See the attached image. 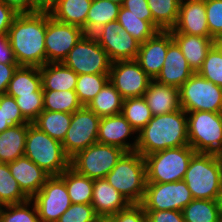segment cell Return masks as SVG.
<instances>
[{
  "label": "cell",
  "instance_id": "cell-12",
  "mask_svg": "<svg viewBox=\"0 0 222 222\" xmlns=\"http://www.w3.org/2000/svg\"><path fill=\"white\" fill-rule=\"evenodd\" d=\"M100 119L101 117L86 106L72 113L70 127L62 142L64 152L70 159L97 143Z\"/></svg>",
  "mask_w": 222,
  "mask_h": 222
},
{
  "label": "cell",
  "instance_id": "cell-2",
  "mask_svg": "<svg viewBox=\"0 0 222 222\" xmlns=\"http://www.w3.org/2000/svg\"><path fill=\"white\" fill-rule=\"evenodd\" d=\"M189 145L187 113L181 108L153 116L138 132L136 150L143 157L168 148Z\"/></svg>",
  "mask_w": 222,
  "mask_h": 222
},
{
  "label": "cell",
  "instance_id": "cell-34",
  "mask_svg": "<svg viewBox=\"0 0 222 222\" xmlns=\"http://www.w3.org/2000/svg\"><path fill=\"white\" fill-rule=\"evenodd\" d=\"M131 14L130 10L120 7L117 21L140 44L152 38L159 30L150 22Z\"/></svg>",
  "mask_w": 222,
  "mask_h": 222
},
{
  "label": "cell",
  "instance_id": "cell-16",
  "mask_svg": "<svg viewBox=\"0 0 222 222\" xmlns=\"http://www.w3.org/2000/svg\"><path fill=\"white\" fill-rule=\"evenodd\" d=\"M109 81L126 99L143 97L152 79L134 59L112 62Z\"/></svg>",
  "mask_w": 222,
  "mask_h": 222
},
{
  "label": "cell",
  "instance_id": "cell-57",
  "mask_svg": "<svg viewBox=\"0 0 222 222\" xmlns=\"http://www.w3.org/2000/svg\"><path fill=\"white\" fill-rule=\"evenodd\" d=\"M218 158L220 160L221 167H222V151L218 154Z\"/></svg>",
  "mask_w": 222,
  "mask_h": 222
},
{
  "label": "cell",
  "instance_id": "cell-58",
  "mask_svg": "<svg viewBox=\"0 0 222 222\" xmlns=\"http://www.w3.org/2000/svg\"><path fill=\"white\" fill-rule=\"evenodd\" d=\"M218 222H222V213H220V215H219V220H218Z\"/></svg>",
  "mask_w": 222,
  "mask_h": 222
},
{
  "label": "cell",
  "instance_id": "cell-20",
  "mask_svg": "<svg viewBox=\"0 0 222 222\" xmlns=\"http://www.w3.org/2000/svg\"><path fill=\"white\" fill-rule=\"evenodd\" d=\"M193 74L194 72L188 65L180 47L173 40L168 45L163 67L154 80L179 89Z\"/></svg>",
  "mask_w": 222,
  "mask_h": 222
},
{
  "label": "cell",
  "instance_id": "cell-43",
  "mask_svg": "<svg viewBox=\"0 0 222 222\" xmlns=\"http://www.w3.org/2000/svg\"><path fill=\"white\" fill-rule=\"evenodd\" d=\"M100 220L91 204H72L57 222H99Z\"/></svg>",
  "mask_w": 222,
  "mask_h": 222
},
{
  "label": "cell",
  "instance_id": "cell-1",
  "mask_svg": "<svg viewBox=\"0 0 222 222\" xmlns=\"http://www.w3.org/2000/svg\"><path fill=\"white\" fill-rule=\"evenodd\" d=\"M46 13L17 14L8 35L19 66L46 64Z\"/></svg>",
  "mask_w": 222,
  "mask_h": 222
},
{
  "label": "cell",
  "instance_id": "cell-50",
  "mask_svg": "<svg viewBox=\"0 0 222 222\" xmlns=\"http://www.w3.org/2000/svg\"><path fill=\"white\" fill-rule=\"evenodd\" d=\"M16 15L17 13H15L2 0H0V35L8 33L12 21Z\"/></svg>",
  "mask_w": 222,
  "mask_h": 222
},
{
  "label": "cell",
  "instance_id": "cell-52",
  "mask_svg": "<svg viewBox=\"0 0 222 222\" xmlns=\"http://www.w3.org/2000/svg\"><path fill=\"white\" fill-rule=\"evenodd\" d=\"M17 14L33 13V0H2Z\"/></svg>",
  "mask_w": 222,
  "mask_h": 222
},
{
  "label": "cell",
  "instance_id": "cell-33",
  "mask_svg": "<svg viewBox=\"0 0 222 222\" xmlns=\"http://www.w3.org/2000/svg\"><path fill=\"white\" fill-rule=\"evenodd\" d=\"M181 0H147L154 26L159 31H169L175 27L179 17Z\"/></svg>",
  "mask_w": 222,
  "mask_h": 222
},
{
  "label": "cell",
  "instance_id": "cell-54",
  "mask_svg": "<svg viewBox=\"0 0 222 222\" xmlns=\"http://www.w3.org/2000/svg\"><path fill=\"white\" fill-rule=\"evenodd\" d=\"M12 125L6 119L5 94L0 95V133L10 128Z\"/></svg>",
  "mask_w": 222,
  "mask_h": 222
},
{
  "label": "cell",
  "instance_id": "cell-48",
  "mask_svg": "<svg viewBox=\"0 0 222 222\" xmlns=\"http://www.w3.org/2000/svg\"><path fill=\"white\" fill-rule=\"evenodd\" d=\"M147 222H185L182 211H145Z\"/></svg>",
  "mask_w": 222,
  "mask_h": 222
},
{
  "label": "cell",
  "instance_id": "cell-40",
  "mask_svg": "<svg viewBox=\"0 0 222 222\" xmlns=\"http://www.w3.org/2000/svg\"><path fill=\"white\" fill-rule=\"evenodd\" d=\"M0 222H41L32 201L0 206Z\"/></svg>",
  "mask_w": 222,
  "mask_h": 222
},
{
  "label": "cell",
  "instance_id": "cell-35",
  "mask_svg": "<svg viewBox=\"0 0 222 222\" xmlns=\"http://www.w3.org/2000/svg\"><path fill=\"white\" fill-rule=\"evenodd\" d=\"M43 107L48 111L74 113L83 105L78 100L75 90H43Z\"/></svg>",
  "mask_w": 222,
  "mask_h": 222
},
{
  "label": "cell",
  "instance_id": "cell-14",
  "mask_svg": "<svg viewBox=\"0 0 222 222\" xmlns=\"http://www.w3.org/2000/svg\"><path fill=\"white\" fill-rule=\"evenodd\" d=\"M31 199L41 222H57L72 205L65 181L60 176H50L40 191Z\"/></svg>",
  "mask_w": 222,
  "mask_h": 222
},
{
  "label": "cell",
  "instance_id": "cell-15",
  "mask_svg": "<svg viewBox=\"0 0 222 222\" xmlns=\"http://www.w3.org/2000/svg\"><path fill=\"white\" fill-rule=\"evenodd\" d=\"M92 35L112 62L136 59L140 43L123 29L117 20L103 25Z\"/></svg>",
  "mask_w": 222,
  "mask_h": 222
},
{
  "label": "cell",
  "instance_id": "cell-59",
  "mask_svg": "<svg viewBox=\"0 0 222 222\" xmlns=\"http://www.w3.org/2000/svg\"><path fill=\"white\" fill-rule=\"evenodd\" d=\"M99 222H108V220H102V219H101Z\"/></svg>",
  "mask_w": 222,
  "mask_h": 222
},
{
  "label": "cell",
  "instance_id": "cell-26",
  "mask_svg": "<svg viewBox=\"0 0 222 222\" xmlns=\"http://www.w3.org/2000/svg\"><path fill=\"white\" fill-rule=\"evenodd\" d=\"M30 123L11 126L0 133V163H9L24 156Z\"/></svg>",
  "mask_w": 222,
  "mask_h": 222
},
{
  "label": "cell",
  "instance_id": "cell-23",
  "mask_svg": "<svg viewBox=\"0 0 222 222\" xmlns=\"http://www.w3.org/2000/svg\"><path fill=\"white\" fill-rule=\"evenodd\" d=\"M143 97L153 116L181 109L179 89L174 86H167L152 80Z\"/></svg>",
  "mask_w": 222,
  "mask_h": 222
},
{
  "label": "cell",
  "instance_id": "cell-31",
  "mask_svg": "<svg viewBox=\"0 0 222 222\" xmlns=\"http://www.w3.org/2000/svg\"><path fill=\"white\" fill-rule=\"evenodd\" d=\"M121 5L109 0H93L86 18V25L82 28L85 34L92 35L103 25L117 20Z\"/></svg>",
  "mask_w": 222,
  "mask_h": 222
},
{
  "label": "cell",
  "instance_id": "cell-42",
  "mask_svg": "<svg viewBox=\"0 0 222 222\" xmlns=\"http://www.w3.org/2000/svg\"><path fill=\"white\" fill-rule=\"evenodd\" d=\"M14 98L21 113L29 123H33L44 110L43 92H33V95H20Z\"/></svg>",
  "mask_w": 222,
  "mask_h": 222
},
{
  "label": "cell",
  "instance_id": "cell-45",
  "mask_svg": "<svg viewBox=\"0 0 222 222\" xmlns=\"http://www.w3.org/2000/svg\"><path fill=\"white\" fill-rule=\"evenodd\" d=\"M107 220L108 222H147L146 213L141 204H130Z\"/></svg>",
  "mask_w": 222,
  "mask_h": 222
},
{
  "label": "cell",
  "instance_id": "cell-18",
  "mask_svg": "<svg viewBox=\"0 0 222 222\" xmlns=\"http://www.w3.org/2000/svg\"><path fill=\"white\" fill-rule=\"evenodd\" d=\"M173 41L170 31H158L152 38L140 44L136 61L154 80L163 67L168 45Z\"/></svg>",
  "mask_w": 222,
  "mask_h": 222
},
{
  "label": "cell",
  "instance_id": "cell-51",
  "mask_svg": "<svg viewBox=\"0 0 222 222\" xmlns=\"http://www.w3.org/2000/svg\"><path fill=\"white\" fill-rule=\"evenodd\" d=\"M18 67V64L0 63V95L6 94L9 82Z\"/></svg>",
  "mask_w": 222,
  "mask_h": 222
},
{
  "label": "cell",
  "instance_id": "cell-39",
  "mask_svg": "<svg viewBox=\"0 0 222 222\" xmlns=\"http://www.w3.org/2000/svg\"><path fill=\"white\" fill-rule=\"evenodd\" d=\"M108 81L109 74L78 75L75 92L80 103L87 106Z\"/></svg>",
  "mask_w": 222,
  "mask_h": 222
},
{
  "label": "cell",
  "instance_id": "cell-41",
  "mask_svg": "<svg viewBox=\"0 0 222 222\" xmlns=\"http://www.w3.org/2000/svg\"><path fill=\"white\" fill-rule=\"evenodd\" d=\"M198 73L208 81L222 87V44L220 42H216L211 47Z\"/></svg>",
  "mask_w": 222,
  "mask_h": 222
},
{
  "label": "cell",
  "instance_id": "cell-25",
  "mask_svg": "<svg viewBox=\"0 0 222 222\" xmlns=\"http://www.w3.org/2000/svg\"><path fill=\"white\" fill-rule=\"evenodd\" d=\"M42 90H75L78 74L62 62L46 63L40 67Z\"/></svg>",
  "mask_w": 222,
  "mask_h": 222
},
{
  "label": "cell",
  "instance_id": "cell-6",
  "mask_svg": "<svg viewBox=\"0 0 222 222\" xmlns=\"http://www.w3.org/2000/svg\"><path fill=\"white\" fill-rule=\"evenodd\" d=\"M195 154L191 146L185 145L144 156L147 183H170L183 180L191 158Z\"/></svg>",
  "mask_w": 222,
  "mask_h": 222
},
{
  "label": "cell",
  "instance_id": "cell-11",
  "mask_svg": "<svg viewBox=\"0 0 222 222\" xmlns=\"http://www.w3.org/2000/svg\"><path fill=\"white\" fill-rule=\"evenodd\" d=\"M193 197L184 180L170 183H147L140 203L144 211H182Z\"/></svg>",
  "mask_w": 222,
  "mask_h": 222
},
{
  "label": "cell",
  "instance_id": "cell-56",
  "mask_svg": "<svg viewBox=\"0 0 222 222\" xmlns=\"http://www.w3.org/2000/svg\"><path fill=\"white\" fill-rule=\"evenodd\" d=\"M109 1H111L115 4H118V5H121V6L123 5V2H124V0H109Z\"/></svg>",
  "mask_w": 222,
  "mask_h": 222
},
{
  "label": "cell",
  "instance_id": "cell-29",
  "mask_svg": "<svg viewBox=\"0 0 222 222\" xmlns=\"http://www.w3.org/2000/svg\"><path fill=\"white\" fill-rule=\"evenodd\" d=\"M123 101L124 98L108 81L86 107L99 117L112 116L122 112Z\"/></svg>",
  "mask_w": 222,
  "mask_h": 222
},
{
  "label": "cell",
  "instance_id": "cell-10",
  "mask_svg": "<svg viewBox=\"0 0 222 222\" xmlns=\"http://www.w3.org/2000/svg\"><path fill=\"white\" fill-rule=\"evenodd\" d=\"M76 74H109L112 61L93 35L85 34L62 62Z\"/></svg>",
  "mask_w": 222,
  "mask_h": 222
},
{
  "label": "cell",
  "instance_id": "cell-19",
  "mask_svg": "<svg viewBox=\"0 0 222 222\" xmlns=\"http://www.w3.org/2000/svg\"><path fill=\"white\" fill-rule=\"evenodd\" d=\"M169 31L171 33L212 37L207 25L205 0H181L177 24Z\"/></svg>",
  "mask_w": 222,
  "mask_h": 222
},
{
  "label": "cell",
  "instance_id": "cell-21",
  "mask_svg": "<svg viewBox=\"0 0 222 222\" xmlns=\"http://www.w3.org/2000/svg\"><path fill=\"white\" fill-rule=\"evenodd\" d=\"M91 205L102 220H107L120 210L127 208L130 203L108 183L106 178H101L93 180Z\"/></svg>",
  "mask_w": 222,
  "mask_h": 222
},
{
  "label": "cell",
  "instance_id": "cell-46",
  "mask_svg": "<svg viewBox=\"0 0 222 222\" xmlns=\"http://www.w3.org/2000/svg\"><path fill=\"white\" fill-rule=\"evenodd\" d=\"M122 7L130 10L131 14L140 16V19L150 21L154 25V20L147 0H124Z\"/></svg>",
  "mask_w": 222,
  "mask_h": 222
},
{
  "label": "cell",
  "instance_id": "cell-24",
  "mask_svg": "<svg viewBox=\"0 0 222 222\" xmlns=\"http://www.w3.org/2000/svg\"><path fill=\"white\" fill-rule=\"evenodd\" d=\"M173 40L180 47L188 65L197 73L203 65L204 59L217 42L213 37H201L183 33H171Z\"/></svg>",
  "mask_w": 222,
  "mask_h": 222
},
{
  "label": "cell",
  "instance_id": "cell-13",
  "mask_svg": "<svg viewBox=\"0 0 222 222\" xmlns=\"http://www.w3.org/2000/svg\"><path fill=\"white\" fill-rule=\"evenodd\" d=\"M84 35L81 27L59 22L51 17L50 13H46V63L63 62Z\"/></svg>",
  "mask_w": 222,
  "mask_h": 222
},
{
  "label": "cell",
  "instance_id": "cell-8",
  "mask_svg": "<svg viewBox=\"0 0 222 222\" xmlns=\"http://www.w3.org/2000/svg\"><path fill=\"white\" fill-rule=\"evenodd\" d=\"M180 106L186 112H222V87L194 73L180 88Z\"/></svg>",
  "mask_w": 222,
  "mask_h": 222
},
{
  "label": "cell",
  "instance_id": "cell-22",
  "mask_svg": "<svg viewBox=\"0 0 222 222\" xmlns=\"http://www.w3.org/2000/svg\"><path fill=\"white\" fill-rule=\"evenodd\" d=\"M10 172L18 182L21 190L31 199L50 177L28 157L22 156L8 163Z\"/></svg>",
  "mask_w": 222,
  "mask_h": 222
},
{
  "label": "cell",
  "instance_id": "cell-9",
  "mask_svg": "<svg viewBox=\"0 0 222 222\" xmlns=\"http://www.w3.org/2000/svg\"><path fill=\"white\" fill-rule=\"evenodd\" d=\"M125 153L119 147L94 143L70 159V167L90 179L105 178Z\"/></svg>",
  "mask_w": 222,
  "mask_h": 222
},
{
  "label": "cell",
  "instance_id": "cell-36",
  "mask_svg": "<svg viewBox=\"0 0 222 222\" xmlns=\"http://www.w3.org/2000/svg\"><path fill=\"white\" fill-rule=\"evenodd\" d=\"M185 222H218L217 200L193 199L183 210Z\"/></svg>",
  "mask_w": 222,
  "mask_h": 222
},
{
  "label": "cell",
  "instance_id": "cell-5",
  "mask_svg": "<svg viewBox=\"0 0 222 222\" xmlns=\"http://www.w3.org/2000/svg\"><path fill=\"white\" fill-rule=\"evenodd\" d=\"M24 156L50 176H59L70 167V158L65 154L62 143L33 123L28 126Z\"/></svg>",
  "mask_w": 222,
  "mask_h": 222
},
{
  "label": "cell",
  "instance_id": "cell-38",
  "mask_svg": "<svg viewBox=\"0 0 222 222\" xmlns=\"http://www.w3.org/2000/svg\"><path fill=\"white\" fill-rule=\"evenodd\" d=\"M28 199L12 176L8 163H0V206L22 203Z\"/></svg>",
  "mask_w": 222,
  "mask_h": 222
},
{
  "label": "cell",
  "instance_id": "cell-53",
  "mask_svg": "<svg viewBox=\"0 0 222 222\" xmlns=\"http://www.w3.org/2000/svg\"><path fill=\"white\" fill-rule=\"evenodd\" d=\"M59 0H33V13H50Z\"/></svg>",
  "mask_w": 222,
  "mask_h": 222
},
{
  "label": "cell",
  "instance_id": "cell-55",
  "mask_svg": "<svg viewBox=\"0 0 222 222\" xmlns=\"http://www.w3.org/2000/svg\"><path fill=\"white\" fill-rule=\"evenodd\" d=\"M217 204H218V208H219L220 213H222V189H221L220 193L218 194Z\"/></svg>",
  "mask_w": 222,
  "mask_h": 222
},
{
  "label": "cell",
  "instance_id": "cell-3",
  "mask_svg": "<svg viewBox=\"0 0 222 222\" xmlns=\"http://www.w3.org/2000/svg\"><path fill=\"white\" fill-rule=\"evenodd\" d=\"M105 178L130 204H140L147 184L144 157L137 151L125 152Z\"/></svg>",
  "mask_w": 222,
  "mask_h": 222
},
{
  "label": "cell",
  "instance_id": "cell-4",
  "mask_svg": "<svg viewBox=\"0 0 222 222\" xmlns=\"http://www.w3.org/2000/svg\"><path fill=\"white\" fill-rule=\"evenodd\" d=\"M183 180L193 199L217 200L222 189V167L218 155L196 153Z\"/></svg>",
  "mask_w": 222,
  "mask_h": 222
},
{
  "label": "cell",
  "instance_id": "cell-27",
  "mask_svg": "<svg viewBox=\"0 0 222 222\" xmlns=\"http://www.w3.org/2000/svg\"><path fill=\"white\" fill-rule=\"evenodd\" d=\"M43 92L40 67L19 66L10 80L6 94L12 97Z\"/></svg>",
  "mask_w": 222,
  "mask_h": 222
},
{
  "label": "cell",
  "instance_id": "cell-7",
  "mask_svg": "<svg viewBox=\"0 0 222 222\" xmlns=\"http://www.w3.org/2000/svg\"><path fill=\"white\" fill-rule=\"evenodd\" d=\"M188 142L196 153L216 154L222 151V112L187 113Z\"/></svg>",
  "mask_w": 222,
  "mask_h": 222
},
{
  "label": "cell",
  "instance_id": "cell-17",
  "mask_svg": "<svg viewBox=\"0 0 222 222\" xmlns=\"http://www.w3.org/2000/svg\"><path fill=\"white\" fill-rule=\"evenodd\" d=\"M97 142L119 147L125 152H132L137 147L138 133L121 113L104 116L100 119Z\"/></svg>",
  "mask_w": 222,
  "mask_h": 222
},
{
  "label": "cell",
  "instance_id": "cell-30",
  "mask_svg": "<svg viewBox=\"0 0 222 222\" xmlns=\"http://www.w3.org/2000/svg\"><path fill=\"white\" fill-rule=\"evenodd\" d=\"M64 181L72 204H91L93 179L69 167L59 175Z\"/></svg>",
  "mask_w": 222,
  "mask_h": 222
},
{
  "label": "cell",
  "instance_id": "cell-44",
  "mask_svg": "<svg viewBox=\"0 0 222 222\" xmlns=\"http://www.w3.org/2000/svg\"><path fill=\"white\" fill-rule=\"evenodd\" d=\"M205 8L210 35L220 42L222 40V0H205Z\"/></svg>",
  "mask_w": 222,
  "mask_h": 222
},
{
  "label": "cell",
  "instance_id": "cell-47",
  "mask_svg": "<svg viewBox=\"0 0 222 222\" xmlns=\"http://www.w3.org/2000/svg\"><path fill=\"white\" fill-rule=\"evenodd\" d=\"M5 113L6 119L12 126L29 123L21 113L16 99L7 94H5Z\"/></svg>",
  "mask_w": 222,
  "mask_h": 222
},
{
  "label": "cell",
  "instance_id": "cell-32",
  "mask_svg": "<svg viewBox=\"0 0 222 222\" xmlns=\"http://www.w3.org/2000/svg\"><path fill=\"white\" fill-rule=\"evenodd\" d=\"M71 119V113L43 110L33 124L51 138L62 143L70 127Z\"/></svg>",
  "mask_w": 222,
  "mask_h": 222
},
{
  "label": "cell",
  "instance_id": "cell-28",
  "mask_svg": "<svg viewBox=\"0 0 222 222\" xmlns=\"http://www.w3.org/2000/svg\"><path fill=\"white\" fill-rule=\"evenodd\" d=\"M93 0H59L50 12L55 20L83 28Z\"/></svg>",
  "mask_w": 222,
  "mask_h": 222
},
{
  "label": "cell",
  "instance_id": "cell-49",
  "mask_svg": "<svg viewBox=\"0 0 222 222\" xmlns=\"http://www.w3.org/2000/svg\"><path fill=\"white\" fill-rule=\"evenodd\" d=\"M0 63L18 64L11 47L8 33L0 35Z\"/></svg>",
  "mask_w": 222,
  "mask_h": 222
},
{
  "label": "cell",
  "instance_id": "cell-37",
  "mask_svg": "<svg viewBox=\"0 0 222 222\" xmlns=\"http://www.w3.org/2000/svg\"><path fill=\"white\" fill-rule=\"evenodd\" d=\"M121 114L137 133L142 130L153 117L144 97L124 99Z\"/></svg>",
  "mask_w": 222,
  "mask_h": 222
}]
</instances>
